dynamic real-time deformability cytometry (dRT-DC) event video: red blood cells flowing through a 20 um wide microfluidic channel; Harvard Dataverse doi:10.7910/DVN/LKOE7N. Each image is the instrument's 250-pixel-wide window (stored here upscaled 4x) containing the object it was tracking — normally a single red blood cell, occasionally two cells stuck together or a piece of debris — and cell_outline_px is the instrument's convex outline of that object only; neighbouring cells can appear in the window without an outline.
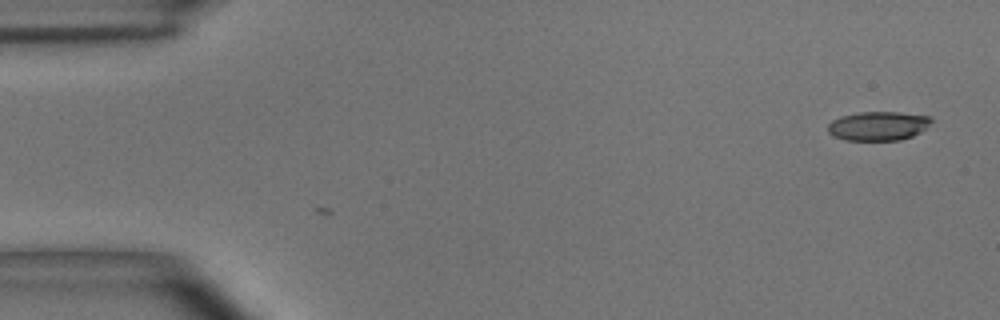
{"species": "common noctule bat (a hibernating species)", "species_latin": "Nyctalus noctula", "temperature_condition": "room temperature", "stored_images_in_passage": 6, "camera_frame_rate_fps": 3000, "um_per_image_px": 0.085, "animal": {"sex": "male", "body_mass_g": 15.6}, "frame": {"image": 1, "passage_image": 6, "time_ms": 1.667, "image_size_px": [1000, 320], "cell_outline_px": [[932, 120], [920, 132], [912, 136], [900, 140], [844, 140], [832, 136], [828, 132], [828, 124], [832, 120], [840, 116], [856, 112], [900, 112], [928, 116]], "centroid_in_image_um": [74.58, 10.7], "position_along_channel_um": 10.4, "area_um2": 17.51}}